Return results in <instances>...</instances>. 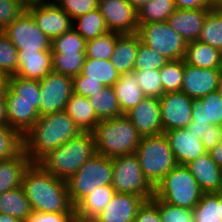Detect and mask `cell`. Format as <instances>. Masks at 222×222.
<instances>
[{"label": "cell", "instance_id": "obj_54", "mask_svg": "<svg viewBox=\"0 0 222 222\" xmlns=\"http://www.w3.org/2000/svg\"><path fill=\"white\" fill-rule=\"evenodd\" d=\"M188 132L194 133L197 138L201 139L205 136L208 129H211V125L205 124H188L187 128Z\"/></svg>", "mask_w": 222, "mask_h": 222}, {"label": "cell", "instance_id": "obj_26", "mask_svg": "<svg viewBox=\"0 0 222 222\" xmlns=\"http://www.w3.org/2000/svg\"><path fill=\"white\" fill-rule=\"evenodd\" d=\"M6 104L7 126L23 137L40 117L36 102L6 101Z\"/></svg>", "mask_w": 222, "mask_h": 222}, {"label": "cell", "instance_id": "obj_28", "mask_svg": "<svg viewBox=\"0 0 222 222\" xmlns=\"http://www.w3.org/2000/svg\"><path fill=\"white\" fill-rule=\"evenodd\" d=\"M4 96L6 101L36 102V110L39 112L41 96L39 80L25 79L16 75L9 76Z\"/></svg>", "mask_w": 222, "mask_h": 222}, {"label": "cell", "instance_id": "obj_31", "mask_svg": "<svg viewBox=\"0 0 222 222\" xmlns=\"http://www.w3.org/2000/svg\"><path fill=\"white\" fill-rule=\"evenodd\" d=\"M32 211L22 186L0 194L1 214H8L25 222Z\"/></svg>", "mask_w": 222, "mask_h": 222}, {"label": "cell", "instance_id": "obj_19", "mask_svg": "<svg viewBox=\"0 0 222 222\" xmlns=\"http://www.w3.org/2000/svg\"><path fill=\"white\" fill-rule=\"evenodd\" d=\"M211 10L213 9H176L167 19V23L186 42L197 41Z\"/></svg>", "mask_w": 222, "mask_h": 222}, {"label": "cell", "instance_id": "obj_9", "mask_svg": "<svg viewBox=\"0 0 222 222\" xmlns=\"http://www.w3.org/2000/svg\"><path fill=\"white\" fill-rule=\"evenodd\" d=\"M141 42L164 55L170 61L182 60L187 42L166 22L139 24Z\"/></svg>", "mask_w": 222, "mask_h": 222}, {"label": "cell", "instance_id": "obj_43", "mask_svg": "<svg viewBox=\"0 0 222 222\" xmlns=\"http://www.w3.org/2000/svg\"><path fill=\"white\" fill-rule=\"evenodd\" d=\"M22 149V136L9 126L0 125V160L14 157Z\"/></svg>", "mask_w": 222, "mask_h": 222}, {"label": "cell", "instance_id": "obj_29", "mask_svg": "<svg viewBox=\"0 0 222 222\" xmlns=\"http://www.w3.org/2000/svg\"><path fill=\"white\" fill-rule=\"evenodd\" d=\"M119 101L123 114L136 107L144 98L136 79L135 72L121 74L118 81L112 86Z\"/></svg>", "mask_w": 222, "mask_h": 222}, {"label": "cell", "instance_id": "obj_32", "mask_svg": "<svg viewBox=\"0 0 222 222\" xmlns=\"http://www.w3.org/2000/svg\"><path fill=\"white\" fill-rule=\"evenodd\" d=\"M80 74L85 80L99 81L104 87H112L120 77L111 60L93 58H85Z\"/></svg>", "mask_w": 222, "mask_h": 222}, {"label": "cell", "instance_id": "obj_52", "mask_svg": "<svg viewBox=\"0 0 222 222\" xmlns=\"http://www.w3.org/2000/svg\"><path fill=\"white\" fill-rule=\"evenodd\" d=\"M221 139H222V126L211 125V129L207 130V133L203 138H201V141L208 152L217 144H219Z\"/></svg>", "mask_w": 222, "mask_h": 222}, {"label": "cell", "instance_id": "obj_35", "mask_svg": "<svg viewBox=\"0 0 222 222\" xmlns=\"http://www.w3.org/2000/svg\"><path fill=\"white\" fill-rule=\"evenodd\" d=\"M194 222H222V196L218 193H203L193 208Z\"/></svg>", "mask_w": 222, "mask_h": 222}, {"label": "cell", "instance_id": "obj_41", "mask_svg": "<svg viewBox=\"0 0 222 222\" xmlns=\"http://www.w3.org/2000/svg\"><path fill=\"white\" fill-rule=\"evenodd\" d=\"M170 60L153 48L141 42L139 37L138 52L134 64V71L160 70Z\"/></svg>", "mask_w": 222, "mask_h": 222}, {"label": "cell", "instance_id": "obj_55", "mask_svg": "<svg viewBox=\"0 0 222 222\" xmlns=\"http://www.w3.org/2000/svg\"><path fill=\"white\" fill-rule=\"evenodd\" d=\"M208 153L212 159L222 168V139L215 147H213Z\"/></svg>", "mask_w": 222, "mask_h": 222}, {"label": "cell", "instance_id": "obj_51", "mask_svg": "<svg viewBox=\"0 0 222 222\" xmlns=\"http://www.w3.org/2000/svg\"><path fill=\"white\" fill-rule=\"evenodd\" d=\"M133 222H162L157 206L151 200H145L139 207Z\"/></svg>", "mask_w": 222, "mask_h": 222}, {"label": "cell", "instance_id": "obj_39", "mask_svg": "<svg viewBox=\"0 0 222 222\" xmlns=\"http://www.w3.org/2000/svg\"><path fill=\"white\" fill-rule=\"evenodd\" d=\"M185 70L184 60L169 61L160 70L163 94L166 92L180 91Z\"/></svg>", "mask_w": 222, "mask_h": 222}, {"label": "cell", "instance_id": "obj_42", "mask_svg": "<svg viewBox=\"0 0 222 222\" xmlns=\"http://www.w3.org/2000/svg\"><path fill=\"white\" fill-rule=\"evenodd\" d=\"M18 50L11 40L2 33L0 35V74L7 77L16 75L18 71Z\"/></svg>", "mask_w": 222, "mask_h": 222}, {"label": "cell", "instance_id": "obj_44", "mask_svg": "<svg viewBox=\"0 0 222 222\" xmlns=\"http://www.w3.org/2000/svg\"><path fill=\"white\" fill-rule=\"evenodd\" d=\"M86 40L73 28L52 40V53L85 52Z\"/></svg>", "mask_w": 222, "mask_h": 222}, {"label": "cell", "instance_id": "obj_33", "mask_svg": "<svg viewBox=\"0 0 222 222\" xmlns=\"http://www.w3.org/2000/svg\"><path fill=\"white\" fill-rule=\"evenodd\" d=\"M88 100L99 120L111 119L123 114L113 87H104L95 95L88 97Z\"/></svg>", "mask_w": 222, "mask_h": 222}, {"label": "cell", "instance_id": "obj_49", "mask_svg": "<svg viewBox=\"0 0 222 222\" xmlns=\"http://www.w3.org/2000/svg\"><path fill=\"white\" fill-rule=\"evenodd\" d=\"M25 222H77L75 212H36L32 211Z\"/></svg>", "mask_w": 222, "mask_h": 222}, {"label": "cell", "instance_id": "obj_13", "mask_svg": "<svg viewBox=\"0 0 222 222\" xmlns=\"http://www.w3.org/2000/svg\"><path fill=\"white\" fill-rule=\"evenodd\" d=\"M193 102L194 99L182 91L166 92L160 97L163 133L187 128L192 120Z\"/></svg>", "mask_w": 222, "mask_h": 222}, {"label": "cell", "instance_id": "obj_59", "mask_svg": "<svg viewBox=\"0 0 222 222\" xmlns=\"http://www.w3.org/2000/svg\"><path fill=\"white\" fill-rule=\"evenodd\" d=\"M7 76L0 74V96H2L5 92L7 86Z\"/></svg>", "mask_w": 222, "mask_h": 222}, {"label": "cell", "instance_id": "obj_21", "mask_svg": "<svg viewBox=\"0 0 222 222\" xmlns=\"http://www.w3.org/2000/svg\"><path fill=\"white\" fill-rule=\"evenodd\" d=\"M185 166L192 173L204 193L217 191L222 168L208 152Z\"/></svg>", "mask_w": 222, "mask_h": 222}, {"label": "cell", "instance_id": "obj_34", "mask_svg": "<svg viewBox=\"0 0 222 222\" xmlns=\"http://www.w3.org/2000/svg\"><path fill=\"white\" fill-rule=\"evenodd\" d=\"M86 41L107 33L105 19L97 8L73 20V27Z\"/></svg>", "mask_w": 222, "mask_h": 222}, {"label": "cell", "instance_id": "obj_56", "mask_svg": "<svg viewBox=\"0 0 222 222\" xmlns=\"http://www.w3.org/2000/svg\"><path fill=\"white\" fill-rule=\"evenodd\" d=\"M0 125H7V104L4 94L0 96Z\"/></svg>", "mask_w": 222, "mask_h": 222}, {"label": "cell", "instance_id": "obj_47", "mask_svg": "<svg viewBox=\"0 0 222 222\" xmlns=\"http://www.w3.org/2000/svg\"><path fill=\"white\" fill-rule=\"evenodd\" d=\"M72 21L98 8L99 0H53Z\"/></svg>", "mask_w": 222, "mask_h": 222}, {"label": "cell", "instance_id": "obj_4", "mask_svg": "<svg viewBox=\"0 0 222 222\" xmlns=\"http://www.w3.org/2000/svg\"><path fill=\"white\" fill-rule=\"evenodd\" d=\"M92 133L96 153L108 158L135 154L141 140V136L125 114L100 120Z\"/></svg>", "mask_w": 222, "mask_h": 222}, {"label": "cell", "instance_id": "obj_7", "mask_svg": "<svg viewBox=\"0 0 222 222\" xmlns=\"http://www.w3.org/2000/svg\"><path fill=\"white\" fill-rule=\"evenodd\" d=\"M112 166V158L94 153L66 181L69 199L74 208L96 187L112 185Z\"/></svg>", "mask_w": 222, "mask_h": 222}, {"label": "cell", "instance_id": "obj_37", "mask_svg": "<svg viewBox=\"0 0 222 222\" xmlns=\"http://www.w3.org/2000/svg\"><path fill=\"white\" fill-rule=\"evenodd\" d=\"M120 34L112 31L86 41V58L111 60L117 38Z\"/></svg>", "mask_w": 222, "mask_h": 222}, {"label": "cell", "instance_id": "obj_36", "mask_svg": "<svg viewBox=\"0 0 222 222\" xmlns=\"http://www.w3.org/2000/svg\"><path fill=\"white\" fill-rule=\"evenodd\" d=\"M175 10L174 0H150L137 10L138 24L166 22Z\"/></svg>", "mask_w": 222, "mask_h": 222}, {"label": "cell", "instance_id": "obj_6", "mask_svg": "<svg viewBox=\"0 0 222 222\" xmlns=\"http://www.w3.org/2000/svg\"><path fill=\"white\" fill-rule=\"evenodd\" d=\"M135 155L149 183L155 187L176 165V159L165 134L143 136Z\"/></svg>", "mask_w": 222, "mask_h": 222}, {"label": "cell", "instance_id": "obj_11", "mask_svg": "<svg viewBox=\"0 0 222 222\" xmlns=\"http://www.w3.org/2000/svg\"><path fill=\"white\" fill-rule=\"evenodd\" d=\"M26 11L51 41L73 27L70 16L53 0L29 1L26 5Z\"/></svg>", "mask_w": 222, "mask_h": 222}, {"label": "cell", "instance_id": "obj_14", "mask_svg": "<svg viewBox=\"0 0 222 222\" xmlns=\"http://www.w3.org/2000/svg\"><path fill=\"white\" fill-rule=\"evenodd\" d=\"M98 9L109 31L119 34L138 32L137 10L127 0H99Z\"/></svg>", "mask_w": 222, "mask_h": 222}, {"label": "cell", "instance_id": "obj_23", "mask_svg": "<svg viewBox=\"0 0 222 222\" xmlns=\"http://www.w3.org/2000/svg\"><path fill=\"white\" fill-rule=\"evenodd\" d=\"M138 33L120 34L117 38L111 62L119 75L134 71V64L138 52Z\"/></svg>", "mask_w": 222, "mask_h": 222}, {"label": "cell", "instance_id": "obj_15", "mask_svg": "<svg viewBox=\"0 0 222 222\" xmlns=\"http://www.w3.org/2000/svg\"><path fill=\"white\" fill-rule=\"evenodd\" d=\"M125 115L132 122L141 137L163 134L160 98L145 97Z\"/></svg>", "mask_w": 222, "mask_h": 222}, {"label": "cell", "instance_id": "obj_27", "mask_svg": "<svg viewBox=\"0 0 222 222\" xmlns=\"http://www.w3.org/2000/svg\"><path fill=\"white\" fill-rule=\"evenodd\" d=\"M184 62L197 68L220 69L222 52L199 40L187 42Z\"/></svg>", "mask_w": 222, "mask_h": 222}, {"label": "cell", "instance_id": "obj_30", "mask_svg": "<svg viewBox=\"0 0 222 222\" xmlns=\"http://www.w3.org/2000/svg\"><path fill=\"white\" fill-rule=\"evenodd\" d=\"M82 132H92L100 121L88 98L72 94L64 110Z\"/></svg>", "mask_w": 222, "mask_h": 222}, {"label": "cell", "instance_id": "obj_58", "mask_svg": "<svg viewBox=\"0 0 222 222\" xmlns=\"http://www.w3.org/2000/svg\"><path fill=\"white\" fill-rule=\"evenodd\" d=\"M136 10H139L145 3L150 0H127Z\"/></svg>", "mask_w": 222, "mask_h": 222}, {"label": "cell", "instance_id": "obj_38", "mask_svg": "<svg viewBox=\"0 0 222 222\" xmlns=\"http://www.w3.org/2000/svg\"><path fill=\"white\" fill-rule=\"evenodd\" d=\"M53 71L75 77L81 73L85 62V52L52 53Z\"/></svg>", "mask_w": 222, "mask_h": 222}, {"label": "cell", "instance_id": "obj_62", "mask_svg": "<svg viewBox=\"0 0 222 222\" xmlns=\"http://www.w3.org/2000/svg\"><path fill=\"white\" fill-rule=\"evenodd\" d=\"M215 193H218L222 196V169H221L219 185H218L217 191Z\"/></svg>", "mask_w": 222, "mask_h": 222}, {"label": "cell", "instance_id": "obj_25", "mask_svg": "<svg viewBox=\"0 0 222 222\" xmlns=\"http://www.w3.org/2000/svg\"><path fill=\"white\" fill-rule=\"evenodd\" d=\"M31 163L23 149L12 158L0 160V194L21 186L23 175Z\"/></svg>", "mask_w": 222, "mask_h": 222}, {"label": "cell", "instance_id": "obj_60", "mask_svg": "<svg viewBox=\"0 0 222 222\" xmlns=\"http://www.w3.org/2000/svg\"><path fill=\"white\" fill-rule=\"evenodd\" d=\"M213 10L222 18V3L216 5Z\"/></svg>", "mask_w": 222, "mask_h": 222}, {"label": "cell", "instance_id": "obj_48", "mask_svg": "<svg viewBox=\"0 0 222 222\" xmlns=\"http://www.w3.org/2000/svg\"><path fill=\"white\" fill-rule=\"evenodd\" d=\"M26 0H0V26L5 29L26 11Z\"/></svg>", "mask_w": 222, "mask_h": 222}, {"label": "cell", "instance_id": "obj_22", "mask_svg": "<svg viewBox=\"0 0 222 222\" xmlns=\"http://www.w3.org/2000/svg\"><path fill=\"white\" fill-rule=\"evenodd\" d=\"M115 194L112 185H102L90 192L76 207L77 222H92Z\"/></svg>", "mask_w": 222, "mask_h": 222}, {"label": "cell", "instance_id": "obj_12", "mask_svg": "<svg viewBox=\"0 0 222 222\" xmlns=\"http://www.w3.org/2000/svg\"><path fill=\"white\" fill-rule=\"evenodd\" d=\"M40 83L39 115L44 116L64 111L73 94V79L70 76L51 71Z\"/></svg>", "mask_w": 222, "mask_h": 222}, {"label": "cell", "instance_id": "obj_16", "mask_svg": "<svg viewBox=\"0 0 222 222\" xmlns=\"http://www.w3.org/2000/svg\"><path fill=\"white\" fill-rule=\"evenodd\" d=\"M220 69L197 68L185 63L181 90L188 97L197 100L216 91Z\"/></svg>", "mask_w": 222, "mask_h": 222}, {"label": "cell", "instance_id": "obj_57", "mask_svg": "<svg viewBox=\"0 0 222 222\" xmlns=\"http://www.w3.org/2000/svg\"><path fill=\"white\" fill-rule=\"evenodd\" d=\"M0 222H22L18 218L0 213Z\"/></svg>", "mask_w": 222, "mask_h": 222}, {"label": "cell", "instance_id": "obj_64", "mask_svg": "<svg viewBox=\"0 0 222 222\" xmlns=\"http://www.w3.org/2000/svg\"><path fill=\"white\" fill-rule=\"evenodd\" d=\"M3 28L0 26V35L3 33Z\"/></svg>", "mask_w": 222, "mask_h": 222}, {"label": "cell", "instance_id": "obj_2", "mask_svg": "<svg viewBox=\"0 0 222 222\" xmlns=\"http://www.w3.org/2000/svg\"><path fill=\"white\" fill-rule=\"evenodd\" d=\"M21 186L33 211L75 212L66 181L45 171L38 163H31L26 169Z\"/></svg>", "mask_w": 222, "mask_h": 222}, {"label": "cell", "instance_id": "obj_3", "mask_svg": "<svg viewBox=\"0 0 222 222\" xmlns=\"http://www.w3.org/2000/svg\"><path fill=\"white\" fill-rule=\"evenodd\" d=\"M94 153L93 133L82 132L47 153L37 163L56 178L67 181Z\"/></svg>", "mask_w": 222, "mask_h": 222}, {"label": "cell", "instance_id": "obj_46", "mask_svg": "<svg viewBox=\"0 0 222 222\" xmlns=\"http://www.w3.org/2000/svg\"><path fill=\"white\" fill-rule=\"evenodd\" d=\"M137 83L145 97L160 98L163 95V87L159 70L134 71Z\"/></svg>", "mask_w": 222, "mask_h": 222}, {"label": "cell", "instance_id": "obj_5", "mask_svg": "<svg viewBox=\"0 0 222 222\" xmlns=\"http://www.w3.org/2000/svg\"><path fill=\"white\" fill-rule=\"evenodd\" d=\"M203 191L185 165L177 164L155 187L154 196L170 205L193 210Z\"/></svg>", "mask_w": 222, "mask_h": 222}, {"label": "cell", "instance_id": "obj_8", "mask_svg": "<svg viewBox=\"0 0 222 222\" xmlns=\"http://www.w3.org/2000/svg\"><path fill=\"white\" fill-rule=\"evenodd\" d=\"M112 187L115 193L135 194L145 200L154 196V187L145 178L135 154L112 158Z\"/></svg>", "mask_w": 222, "mask_h": 222}, {"label": "cell", "instance_id": "obj_17", "mask_svg": "<svg viewBox=\"0 0 222 222\" xmlns=\"http://www.w3.org/2000/svg\"><path fill=\"white\" fill-rule=\"evenodd\" d=\"M177 164L186 165L207 153L201 139L188 129H173L164 132Z\"/></svg>", "mask_w": 222, "mask_h": 222}, {"label": "cell", "instance_id": "obj_20", "mask_svg": "<svg viewBox=\"0 0 222 222\" xmlns=\"http://www.w3.org/2000/svg\"><path fill=\"white\" fill-rule=\"evenodd\" d=\"M18 71L16 76L42 80L53 71L52 50L41 52H18Z\"/></svg>", "mask_w": 222, "mask_h": 222}, {"label": "cell", "instance_id": "obj_40", "mask_svg": "<svg viewBox=\"0 0 222 222\" xmlns=\"http://www.w3.org/2000/svg\"><path fill=\"white\" fill-rule=\"evenodd\" d=\"M198 40L222 52V18L214 10L207 14Z\"/></svg>", "mask_w": 222, "mask_h": 222}, {"label": "cell", "instance_id": "obj_1", "mask_svg": "<svg viewBox=\"0 0 222 222\" xmlns=\"http://www.w3.org/2000/svg\"><path fill=\"white\" fill-rule=\"evenodd\" d=\"M80 133L82 131L65 111L40 116L22 137L23 150L32 163H37L47 153Z\"/></svg>", "mask_w": 222, "mask_h": 222}, {"label": "cell", "instance_id": "obj_61", "mask_svg": "<svg viewBox=\"0 0 222 222\" xmlns=\"http://www.w3.org/2000/svg\"><path fill=\"white\" fill-rule=\"evenodd\" d=\"M216 91L220 94L221 98H222V73L220 75V78H219V82H218V86H217V89Z\"/></svg>", "mask_w": 222, "mask_h": 222}, {"label": "cell", "instance_id": "obj_45", "mask_svg": "<svg viewBox=\"0 0 222 222\" xmlns=\"http://www.w3.org/2000/svg\"><path fill=\"white\" fill-rule=\"evenodd\" d=\"M151 201L157 206L162 222H194L193 210L170 205L155 196Z\"/></svg>", "mask_w": 222, "mask_h": 222}, {"label": "cell", "instance_id": "obj_63", "mask_svg": "<svg viewBox=\"0 0 222 222\" xmlns=\"http://www.w3.org/2000/svg\"><path fill=\"white\" fill-rule=\"evenodd\" d=\"M208 3L214 8L216 5L222 3V0H208Z\"/></svg>", "mask_w": 222, "mask_h": 222}, {"label": "cell", "instance_id": "obj_10", "mask_svg": "<svg viewBox=\"0 0 222 222\" xmlns=\"http://www.w3.org/2000/svg\"><path fill=\"white\" fill-rule=\"evenodd\" d=\"M3 33L15 45L18 52H41L52 50V41L39 29L32 16L25 11L10 23Z\"/></svg>", "mask_w": 222, "mask_h": 222}, {"label": "cell", "instance_id": "obj_50", "mask_svg": "<svg viewBox=\"0 0 222 222\" xmlns=\"http://www.w3.org/2000/svg\"><path fill=\"white\" fill-rule=\"evenodd\" d=\"M73 79V93L86 98L95 95L104 86L99 81L85 80L84 75H76Z\"/></svg>", "mask_w": 222, "mask_h": 222}, {"label": "cell", "instance_id": "obj_18", "mask_svg": "<svg viewBox=\"0 0 222 222\" xmlns=\"http://www.w3.org/2000/svg\"><path fill=\"white\" fill-rule=\"evenodd\" d=\"M145 199L135 194L115 193L92 222H133Z\"/></svg>", "mask_w": 222, "mask_h": 222}, {"label": "cell", "instance_id": "obj_24", "mask_svg": "<svg viewBox=\"0 0 222 222\" xmlns=\"http://www.w3.org/2000/svg\"><path fill=\"white\" fill-rule=\"evenodd\" d=\"M189 124L222 126V98L217 91L194 100Z\"/></svg>", "mask_w": 222, "mask_h": 222}, {"label": "cell", "instance_id": "obj_53", "mask_svg": "<svg viewBox=\"0 0 222 222\" xmlns=\"http://www.w3.org/2000/svg\"><path fill=\"white\" fill-rule=\"evenodd\" d=\"M176 9H213L208 0H174Z\"/></svg>", "mask_w": 222, "mask_h": 222}]
</instances>
